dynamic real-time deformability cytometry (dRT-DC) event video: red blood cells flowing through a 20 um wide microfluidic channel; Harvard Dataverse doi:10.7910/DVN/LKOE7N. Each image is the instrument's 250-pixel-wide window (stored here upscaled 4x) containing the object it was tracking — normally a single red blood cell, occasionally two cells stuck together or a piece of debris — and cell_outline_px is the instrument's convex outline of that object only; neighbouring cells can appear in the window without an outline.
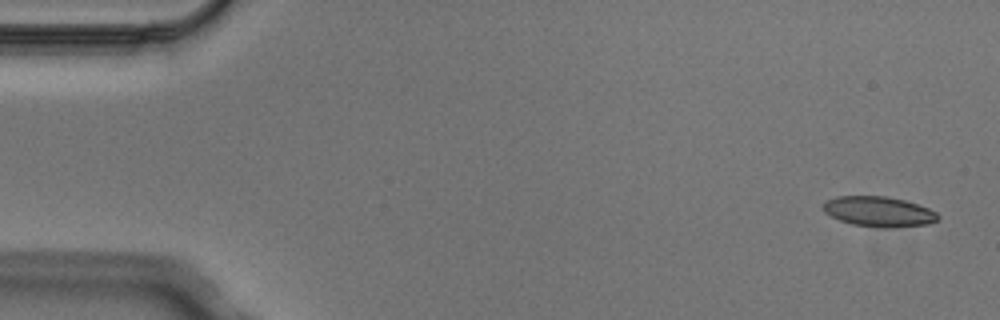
{"species": "Egyptian fruit bat (a non-hibernating species)", "species_latin": "Rousettus aegyptiacus", "temperature_condition": "cold", "stored_images_in_passage": 4, "camera_frame_rate_fps": 3000, "um_per_image_px": 0.085, "animal": {"sex": "male"}, "frame": {"image": 1, "passage_image": 1, "time_ms": 0.0, "image_size_px": [1000, 320], "cell_outline_px": [[940, 216], [936, 220], [928, 224], [884, 228], [852, 224], [840, 220], [824, 212], [824, 200], [836, 196], [884, 196], [904, 200], [928, 208], [936, 212]], "centroid_in_image_um": [74.67, 17.98], "position_along_channel_um": 10.3, "area_um2": 20.0}}